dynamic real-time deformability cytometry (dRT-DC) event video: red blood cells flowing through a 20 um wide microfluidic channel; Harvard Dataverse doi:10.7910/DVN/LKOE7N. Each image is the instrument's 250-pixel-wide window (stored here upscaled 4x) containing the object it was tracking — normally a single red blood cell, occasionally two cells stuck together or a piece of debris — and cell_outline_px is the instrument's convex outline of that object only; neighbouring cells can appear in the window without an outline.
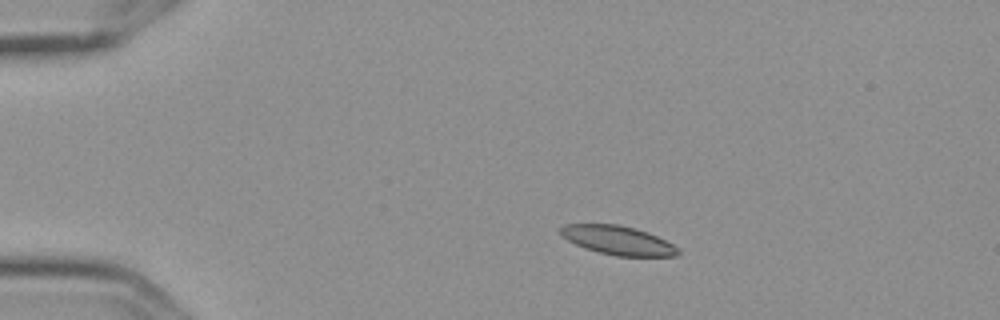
{"species": "Egyptian fruit bat (a non-hibernating species)", "species_latin": "Rousettus aegyptiacus", "temperature_condition": "cold", "stored_images_in_passage": 6, "camera_frame_rate_fps": 3000, "um_per_image_px": 0.085, "frame": {"image": 1, "passage_image": 3, "time_ms": 0.667, "image_size_px": [1000, 320], "cell_outline_px": [[680, 256], [616, 256], [584, 248], [568, 240], [560, 232], [560, 228], [564, 224], [620, 224], [636, 228], [648, 232], [672, 244], [680, 252]], "centroid_in_image_um": [52.53, 20.42], "position_along_channel_um": 32.5, "area_um2": 19.65}}
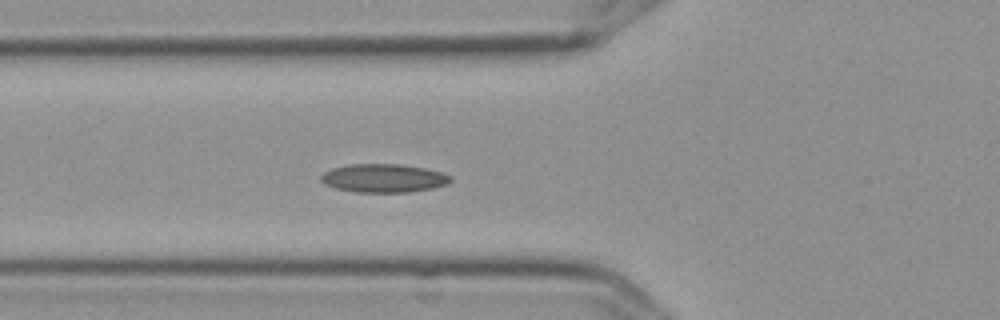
{"frame": {"image": 2, "passage_image": 6, "time_ms": 1.667, "image_size_px": [1000, 320], "cell_outline_px": [[452, 180], [448, 184], [432, 188], [408, 192], [356, 192], [336, 188], [324, 184], [320, 180], [320, 176], [324, 172], [332, 168], [348, 164], [400, 164], [424, 168], [440, 172], [452, 176]], "centroid_in_image_um": [32.59, 15.14], "position_along_channel_um": 93.2, "area_um2": 21.5}}